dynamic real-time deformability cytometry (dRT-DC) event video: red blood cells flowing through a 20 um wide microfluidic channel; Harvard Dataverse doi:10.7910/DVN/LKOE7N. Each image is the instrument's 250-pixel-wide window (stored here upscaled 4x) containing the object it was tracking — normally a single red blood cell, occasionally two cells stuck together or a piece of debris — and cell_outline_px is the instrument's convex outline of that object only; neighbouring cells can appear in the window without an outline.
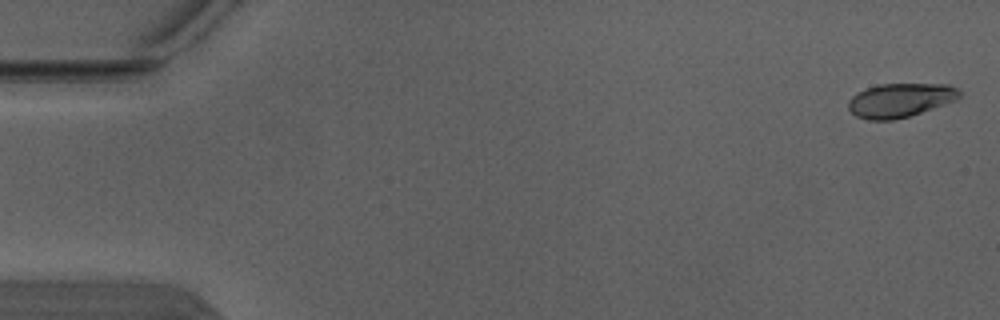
{"species": "Egyptian fruit bat (a non-hibernating species)", "species_latin": "Rousettus aegyptiacus", "temperature_condition": "warm", "stored_images_in_passage": 5, "camera_frame_rate_fps": 3000, "um_per_image_px": 0.085, "animal": {"sex": "male"}, "frame": {"image": 1, "passage_image": 1, "time_ms": 0.0, "image_size_px": [1000, 320], "cell_outline_px": [[960, 96], [956, 100], [908, 116], [892, 120], [868, 120], [856, 116], [848, 108], [848, 100], [852, 96], [868, 88], [880, 84], [948, 84], [956, 88], [960, 92]], "centroid_in_image_um": [76.5, 8.52], "position_along_channel_um": 8.5, "area_um2": 21.68}}
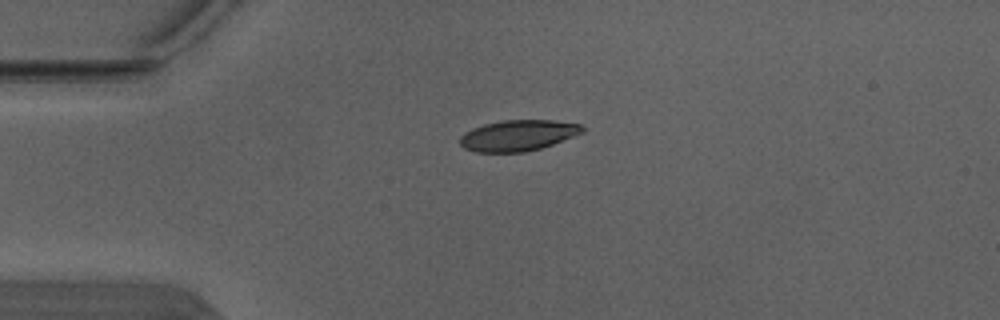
{"frame": {"image": 2, "passage_image": 4, "time_ms": 1.0, "image_size_px": [1000, 320], "cell_outline_px": [[584, 132], [552, 144], [540, 148], [524, 152], [476, 152], [464, 148], [460, 144], [460, 136], [464, 132], [472, 128], [484, 124], [500, 120], [552, 120], [580, 124], [584, 128]], "centroid_in_image_um": [44.0, 11.5], "position_along_channel_um": 41.0, "area_um2": 22.02}}